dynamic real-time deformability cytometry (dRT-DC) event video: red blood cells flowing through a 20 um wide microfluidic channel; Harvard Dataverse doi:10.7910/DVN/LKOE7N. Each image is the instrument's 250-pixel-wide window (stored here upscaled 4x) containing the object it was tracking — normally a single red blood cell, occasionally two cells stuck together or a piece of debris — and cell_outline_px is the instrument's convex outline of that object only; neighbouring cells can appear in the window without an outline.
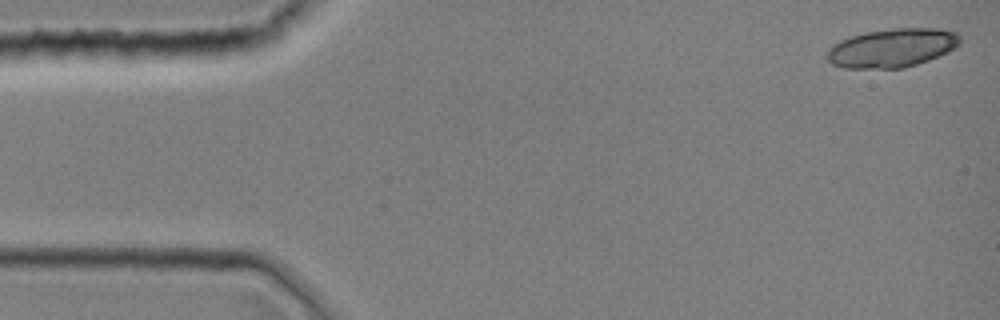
{"species": "common noctule bat (a hibernating species)", "species_latin": "Nyctalus noctula", "temperature_condition": "room temperature", "stored_images_in_passage": 38, "segment_of_instrument_passage": [1, 2], "camera_frame_rate_fps": 3000, "um_per_image_px": 0.085, "animal": {"sex": "female", "body_mass_g": 19.0, "forearm_length_mm": 51.5}, "frame": {"image": 1, "passage_image": 1, "time_ms": 0.0, "image_size_px": [1000, 320], "cell_outline_px": [[960, 44], [956, 48], [948, 52], [928, 60], [904, 68], [844, 68], [832, 64], [828, 60], [828, 48], [832, 44], [840, 40], [852, 36], [868, 32], [896, 28], [936, 28], [956, 32], [960, 36]], "centroid_in_image_um": [75.85, 4.07], "position_along_channel_um": 9.2, "area_um2": 29.94}}
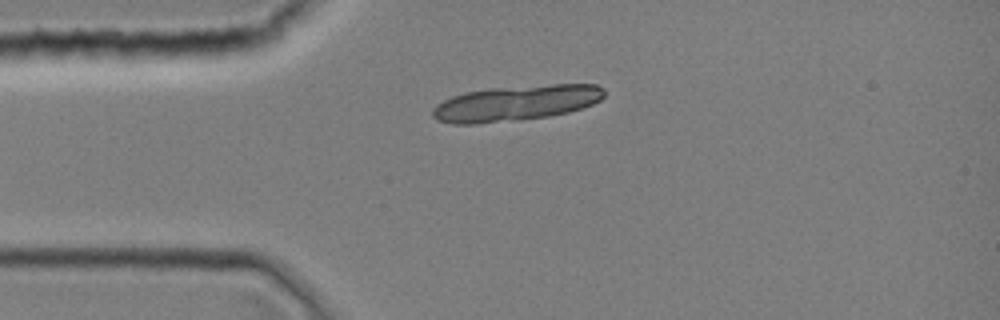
{"frame": {"image": 2, "passage_image": 9, "time_ms": 2.667, "image_size_px": [1000, 320], "cell_outline_px": [[604, 96], [600, 100], [592, 104], [568, 112], [548, 116], [516, 120], [476, 124], [452, 124], [436, 120], [432, 116], [432, 108], [436, 104], [452, 96], [468, 92], [488, 88], [552, 84], [596, 84], [604, 88]], "centroid_in_image_um": [43.83, 8.76], "position_along_channel_um": 41.2, "area_um2": 35.55}}